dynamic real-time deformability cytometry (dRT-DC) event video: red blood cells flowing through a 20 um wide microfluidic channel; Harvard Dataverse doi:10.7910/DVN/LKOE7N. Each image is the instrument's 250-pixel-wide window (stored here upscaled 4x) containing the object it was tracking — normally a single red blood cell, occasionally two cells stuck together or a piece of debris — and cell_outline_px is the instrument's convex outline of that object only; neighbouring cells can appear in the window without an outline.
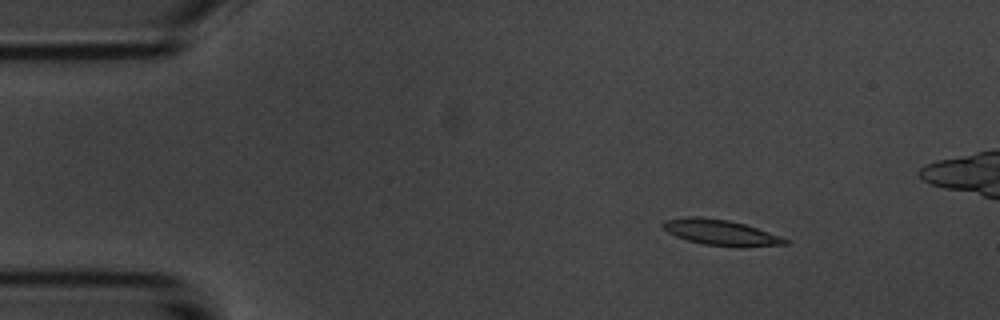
{"species": "common noctule bat (a hibernating species)", "species_latin": "Nyctalus noctula", "temperature_condition": "room temperature", "stored_images_in_passage": 5, "camera_frame_rate_fps": 3000, "um_per_image_px": 0.085, "animal": {"sex": "male", "body_mass_g": 20.1, "forearm_length_mm": 53.5}, "frame": {"image": 1, "passage_image": 1, "time_ms": 0.0, "image_size_px": [1000, 320], "cell_outline_px": [[788, 244], [740, 248], [736, 248], [704, 244], [688, 240], [676, 236], [668, 232], [660, 224], [664, 220], [688, 216], [700, 216], [728, 220], [744, 224], [780, 236], [788, 240]], "centroid_in_image_um": [61.25, 19.77], "position_along_channel_um": 23.7, "area_um2": 18.38}}